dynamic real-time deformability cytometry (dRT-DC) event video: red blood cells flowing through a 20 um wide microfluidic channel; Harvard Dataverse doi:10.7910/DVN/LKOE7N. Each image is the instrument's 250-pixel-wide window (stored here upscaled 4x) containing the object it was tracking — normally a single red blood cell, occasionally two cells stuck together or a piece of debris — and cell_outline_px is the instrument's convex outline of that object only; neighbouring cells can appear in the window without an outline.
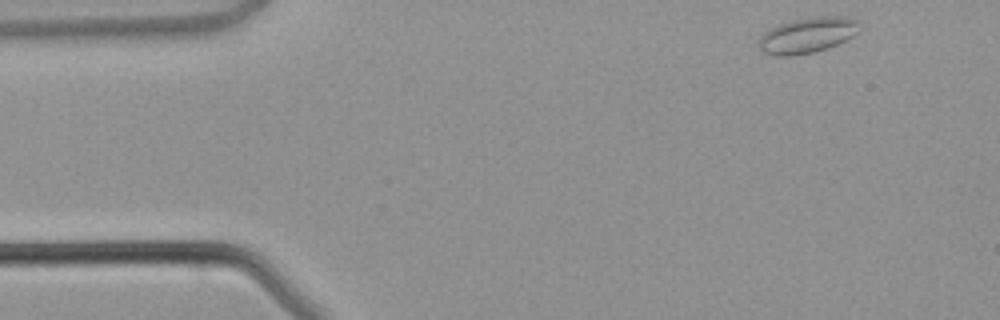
{"species": "common noctule bat (a hibernating species)", "species_latin": "Nyctalus noctula", "temperature_condition": "warm", "stored_images_in_passage": 3, "camera_frame_rate_fps": 3000, "um_per_image_px": 0.085, "animal": {"sex": "male", "body_mass_g": 21.5, "forearm_length_mm": 52.0}, "frame": {"image": 1, "passage_image": 1, "time_ms": 0.0, "image_size_px": [1000, 320], "cell_outline_px": [[860, 32], [828, 48], [812, 52], [792, 56], [776, 56], [764, 52], [760, 48], [760, 36], [764, 32], [788, 20], [816, 16], [844, 16], [860, 20]], "centroid_in_image_um": [68.67, 2.97], "position_along_channel_um": 16.3, "area_um2": 20.98}}